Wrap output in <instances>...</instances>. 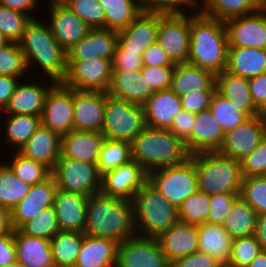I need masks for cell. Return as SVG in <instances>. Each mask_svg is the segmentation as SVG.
Here are the masks:
<instances>
[{
	"mask_svg": "<svg viewBox=\"0 0 266 267\" xmlns=\"http://www.w3.org/2000/svg\"><path fill=\"white\" fill-rule=\"evenodd\" d=\"M193 12L187 63L218 75L227 66L229 46L224 21Z\"/></svg>",
	"mask_w": 266,
	"mask_h": 267,
	"instance_id": "6da1fadb",
	"label": "cell"
},
{
	"mask_svg": "<svg viewBox=\"0 0 266 267\" xmlns=\"http://www.w3.org/2000/svg\"><path fill=\"white\" fill-rule=\"evenodd\" d=\"M83 233L119 243L136 236L132 201L101 193L88 196Z\"/></svg>",
	"mask_w": 266,
	"mask_h": 267,
	"instance_id": "7a4b0ae2",
	"label": "cell"
},
{
	"mask_svg": "<svg viewBox=\"0 0 266 267\" xmlns=\"http://www.w3.org/2000/svg\"><path fill=\"white\" fill-rule=\"evenodd\" d=\"M18 44L24 54L27 68L35 62L50 79L61 82L65 78L67 54L54 39L49 25L37 18L31 19Z\"/></svg>",
	"mask_w": 266,
	"mask_h": 267,
	"instance_id": "3957f363",
	"label": "cell"
},
{
	"mask_svg": "<svg viewBox=\"0 0 266 267\" xmlns=\"http://www.w3.org/2000/svg\"><path fill=\"white\" fill-rule=\"evenodd\" d=\"M189 157L184 142L167 129L145 126L131 142V159L148 172L181 164Z\"/></svg>",
	"mask_w": 266,
	"mask_h": 267,
	"instance_id": "277c9868",
	"label": "cell"
},
{
	"mask_svg": "<svg viewBox=\"0 0 266 267\" xmlns=\"http://www.w3.org/2000/svg\"><path fill=\"white\" fill-rule=\"evenodd\" d=\"M132 206L136 236L156 238L179 221L178 208L149 181L134 195Z\"/></svg>",
	"mask_w": 266,
	"mask_h": 267,
	"instance_id": "5b68a950",
	"label": "cell"
},
{
	"mask_svg": "<svg viewBox=\"0 0 266 267\" xmlns=\"http://www.w3.org/2000/svg\"><path fill=\"white\" fill-rule=\"evenodd\" d=\"M195 166L198 191L207 195L240 193L241 162L219 151L200 152L189 157Z\"/></svg>",
	"mask_w": 266,
	"mask_h": 267,
	"instance_id": "8992f818",
	"label": "cell"
},
{
	"mask_svg": "<svg viewBox=\"0 0 266 267\" xmlns=\"http://www.w3.org/2000/svg\"><path fill=\"white\" fill-rule=\"evenodd\" d=\"M145 126L143 105L105 93V118L101 133L106 139L131 144Z\"/></svg>",
	"mask_w": 266,
	"mask_h": 267,
	"instance_id": "52a82bcc",
	"label": "cell"
},
{
	"mask_svg": "<svg viewBox=\"0 0 266 267\" xmlns=\"http://www.w3.org/2000/svg\"><path fill=\"white\" fill-rule=\"evenodd\" d=\"M148 181L177 208L198 191L196 169L190 158L178 165L150 171Z\"/></svg>",
	"mask_w": 266,
	"mask_h": 267,
	"instance_id": "ba28073f",
	"label": "cell"
},
{
	"mask_svg": "<svg viewBox=\"0 0 266 267\" xmlns=\"http://www.w3.org/2000/svg\"><path fill=\"white\" fill-rule=\"evenodd\" d=\"M58 189L90 196L100 193L101 176L96 164L60 157L51 170Z\"/></svg>",
	"mask_w": 266,
	"mask_h": 267,
	"instance_id": "9c48e42d",
	"label": "cell"
},
{
	"mask_svg": "<svg viewBox=\"0 0 266 267\" xmlns=\"http://www.w3.org/2000/svg\"><path fill=\"white\" fill-rule=\"evenodd\" d=\"M156 40L174 64L187 63L190 46V13L159 14Z\"/></svg>",
	"mask_w": 266,
	"mask_h": 267,
	"instance_id": "30bf717a",
	"label": "cell"
},
{
	"mask_svg": "<svg viewBox=\"0 0 266 267\" xmlns=\"http://www.w3.org/2000/svg\"><path fill=\"white\" fill-rule=\"evenodd\" d=\"M111 76L112 64L109 59L67 61V73L61 82L75 90L107 93Z\"/></svg>",
	"mask_w": 266,
	"mask_h": 267,
	"instance_id": "8fae6325",
	"label": "cell"
},
{
	"mask_svg": "<svg viewBox=\"0 0 266 267\" xmlns=\"http://www.w3.org/2000/svg\"><path fill=\"white\" fill-rule=\"evenodd\" d=\"M73 109L74 89L56 82L46 95L41 125L60 136L65 135L73 130Z\"/></svg>",
	"mask_w": 266,
	"mask_h": 267,
	"instance_id": "7c38bea8",
	"label": "cell"
},
{
	"mask_svg": "<svg viewBox=\"0 0 266 267\" xmlns=\"http://www.w3.org/2000/svg\"><path fill=\"white\" fill-rule=\"evenodd\" d=\"M156 238L134 236L118 244L115 267H171Z\"/></svg>",
	"mask_w": 266,
	"mask_h": 267,
	"instance_id": "4fadbf2b",
	"label": "cell"
},
{
	"mask_svg": "<svg viewBox=\"0 0 266 267\" xmlns=\"http://www.w3.org/2000/svg\"><path fill=\"white\" fill-rule=\"evenodd\" d=\"M229 47L266 49V7L224 21Z\"/></svg>",
	"mask_w": 266,
	"mask_h": 267,
	"instance_id": "5bb4252c",
	"label": "cell"
},
{
	"mask_svg": "<svg viewBox=\"0 0 266 267\" xmlns=\"http://www.w3.org/2000/svg\"><path fill=\"white\" fill-rule=\"evenodd\" d=\"M148 173L137 161L130 160L101 176L100 193L132 201L137 191L148 181Z\"/></svg>",
	"mask_w": 266,
	"mask_h": 267,
	"instance_id": "9a60e30c",
	"label": "cell"
},
{
	"mask_svg": "<svg viewBox=\"0 0 266 267\" xmlns=\"http://www.w3.org/2000/svg\"><path fill=\"white\" fill-rule=\"evenodd\" d=\"M48 25L58 44L67 52L91 29L77 14L60 0L49 1Z\"/></svg>",
	"mask_w": 266,
	"mask_h": 267,
	"instance_id": "2e32d148",
	"label": "cell"
},
{
	"mask_svg": "<svg viewBox=\"0 0 266 267\" xmlns=\"http://www.w3.org/2000/svg\"><path fill=\"white\" fill-rule=\"evenodd\" d=\"M265 131L260 115L249 117L242 124L224 134L221 154L241 161L263 140Z\"/></svg>",
	"mask_w": 266,
	"mask_h": 267,
	"instance_id": "e0dca14e",
	"label": "cell"
},
{
	"mask_svg": "<svg viewBox=\"0 0 266 267\" xmlns=\"http://www.w3.org/2000/svg\"><path fill=\"white\" fill-rule=\"evenodd\" d=\"M57 185L52 175L43 182L31 185L28 194L10 209L13 230H18L42 209L53 206Z\"/></svg>",
	"mask_w": 266,
	"mask_h": 267,
	"instance_id": "ac0fdd59",
	"label": "cell"
},
{
	"mask_svg": "<svg viewBox=\"0 0 266 267\" xmlns=\"http://www.w3.org/2000/svg\"><path fill=\"white\" fill-rule=\"evenodd\" d=\"M105 118V93L74 89L73 130L101 132Z\"/></svg>",
	"mask_w": 266,
	"mask_h": 267,
	"instance_id": "d6986e66",
	"label": "cell"
},
{
	"mask_svg": "<svg viewBox=\"0 0 266 267\" xmlns=\"http://www.w3.org/2000/svg\"><path fill=\"white\" fill-rule=\"evenodd\" d=\"M118 44L116 31L104 28L90 29L87 35L78 41L67 54V61H84L95 58L112 60Z\"/></svg>",
	"mask_w": 266,
	"mask_h": 267,
	"instance_id": "ffe728a7",
	"label": "cell"
},
{
	"mask_svg": "<svg viewBox=\"0 0 266 267\" xmlns=\"http://www.w3.org/2000/svg\"><path fill=\"white\" fill-rule=\"evenodd\" d=\"M159 14L141 12L125 29L117 32L118 45L125 52H143L157 40Z\"/></svg>",
	"mask_w": 266,
	"mask_h": 267,
	"instance_id": "44dd1931",
	"label": "cell"
},
{
	"mask_svg": "<svg viewBox=\"0 0 266 267\" xmlns=\"http://www.w3.org/2000/svg\"><path fill=\"white\" fill-rule=\"evenodd\" d=\"M224 134L211 110L206 109L196 114L195 123L184 144L190 155L218 151L223 143Z\"/></svg>",
	"mask_w": 266,
	"mask_h": 267,
	"instance_id": "7402d4cb",
	"label": "cell"
},
{
	"mask_svg": "<svg viewBox=\"0 0 266 267\" xmlns=\"http://www.w3.org/2000/svg\"><path fill=\"white\" fill-rule=\"evenodd\" d=\"M145 125L151 128L167 129L182 111L180 96L170 88L154 92L143 104Z\"/></svg>",
	"mask_w": 266,
	"mask_h": 267,
	"instance_id": "603a6c76",
	"label": "cell"
},
{
	"mask_svg": "<svg viewBox=\"0 0 266 267\" xmlns=\"http://www.w3.org/2000/svg\"><path fill=\"white\" fill-rule=\"evenodd\" d=\"M162 252L173 263L178 258L198 251V230L196 225L178 221L156 237Z\"/></svg>",
	"mask_w": 266,
	"mask_h": 267,
	"instance_id": "cb8c5ba5",
	"label": "cell"
},
{
	"mask_svg": "<svg viewBox=\"0 0 266 267\" xmlns=\"http://www.w3.org/2000/svg\"><path fill=\"white\" fill-rule=\"evenodd\" d=\"M104 139L98 131L72 130L61 136L60 157L96 164Z\"/></svg>",
	"mask_w": 266,
	"mask_h": 267,
	"instance_id": "d4e9b609",
	"label": "cell"
},
{
	"mask_svg": "<svg viewBox=\"0 0 266 267\" xmlns=\"http://www.w3.org/2000/svg\"><path fill=\"white\" fill-rule=\"evenodd\" d=\"M87 201V196L57 189L53 207L61 231L83 233Z\"/></svg>",
	"mask_w": 266,
	"mask_h": 267,
	"instance_id": "484cf974",
	"label": "cell"
},
{
	"mask_svg": "<svg viewBox=\"0 0 266 267\" xmlns=\"http://www.w3.org/2000/svg\"><path fill=\"white\" fill-rule=\"evenodd\" d=\"M60 146L61 136L40 125L18 152L52 170L60 158Z\"/></svg>",
	"mask_w": 266,
	"mask_h": 267,
	"instance_id": "4316f807",
	"label": "cell"
},
{
	"mask_svg": "<svg viewBox=\"0 0 266 267\" xmlns=\"http://www.w3.org/2000/svg\"><path fill=\"white\" fill-rule=\"evenodd\" d=\"M20 82L21 81L18 82L13 95L2 112H6V115L10 113L13 115L41 116L46 95L56 81L51 79V84H48V87L34 82H27L24 84Z\"/></svg>",
	"mask_w": 266,
	"mask_h": 267,
	"instance_id": "83f0119b",
	"label": "cell"
},
{
	"mask_svg": "<svg viewBox=\"0 0 266 267\" xmlns=\"http://www.w3.org/2000/svg\"><path fill=\"white\" fill-rule=\"evenodd\" d=\"M154 92L138 71H112L107 94L128 102L143 105Z\"/></svg>",
	"mask_w": 266,
	"mask_h": 267,
	"instance_id": "f1b7e54d",
	"label": "cell"
},
{
	"mask_svg": "<svg viewBox=\"0 0 266 267\" xmlns=\"http://www.w3.org/2000/svg\"><path fill=\"white\" fill-rule=\"evenodd\" d=\"M119 242L84 234L75 267H115Z\"/></svg>",
	"mask_w": 266,
	"mask_h": 267,
	"instance_id": "f546056e",
	"label": "cell"
},
{
	"mask_svg": "<svg viewBox=\"0 0 266 267\" xmlns=\"http://www.w3.org/2000/svg\"><path fill=\"white\" fill-rule=\"evenodd\" d=\"M216 91L248 117L260 115L253 104L248 78L224 70L216 75Z\"/></svg>",
	"mask_w": 266,
	"mask_h": 267,
	"instance_id": "4dcf8cb0",
	"label": "cell"
},
{
	"mask_svg": "<svg viewBox=\"0 0 266 267\" xmlns=\"http://www.w3.org/2000/svg\"><path fill=\"white\" fill-rule=\"evenodd\" d=\"M170 89L178 96L192 91H216V75L188 63L176 64Z\"/></svg>",
	"mask_w": 266,
	"mask_h": 267,
	"instance_id": "1f68e13d",
	"label": "cell"
},
{
	"mask_svg": "<svg viewBox=\"0 0 266 267\" xmlns=\"http://www.w3.org/2000/svg\"><path fill=\"white\" fill-rule=\"evenodd\" d=\"M16 261L26 267H54L50 240L32 237L14 230Z\"/></svg>",
	"mask_w": 266,
	"mask_h": 267,
	"instance_id": "d6a6232c",
	"label": "cell"
},
{
	"mask_svg": "<svg viewBox=\"0 0 266 267\" xmlns=\"http://www.w3.org/2000/svg\"><path fill=\"white\" fill-rule=\"evenodd\" d=\"M225 70L248 79L266 73V49L229 47Z\"/></svg>",
	"mask_w": 266,
	"mask_h": 267,
	"instance_id": "836d02e7",
	"label": "cell"
},
{
	"mask_svg": "<svg viewBox=\"0 0 266 267\" xmlns=\"http://www.w3.org/2000/svg\"><path fill=\"white\" fill-rule=\"evenodd\" d=\"M197 230L198 251L212 256L225 267L230 259L233 239L222 225L204 223L197 225Z\"/></svg>",
	"mask_w": 266,
	"mask_h": 267,
	"instance_id": "e575fe53",
	"label": "cell"
},
{
	"mask_svg": "<svg viewBox=\"0 0 266 267\" xmlns=\"http://www.w3.org/2000/svg\"><path fill=\"white\" fill-rule=\"evenodd\" d=\"M261 7L257 0H200L196 2V11L220 21L252 14Z\"/></svg>",
	"mask_w": 266,
	"mask_h": 267,
	"instance_id": "d590c367",
	"label": "cell"
},
{
	"mask_svg": "<svg viewBox=\"0 0 266 267\" xmlns=\"http://www.w3.org/2000/svg\"><path fill=\"white\" fill-rule=\"evenodd\" d=\"M258 213L240 196L233 202L222 226L232 239L254 235Z\"/></svg>",
	"mask_w": 266,
	"mask_h": 267,
	"instance_id": "8d00e7d4",
	"label": "cell"
},
{
	"mask_svg": "<svg viewBox=\"0 0 266 267\" xmlns=\"http://www.w3.org/2000/svg\"><path fill=\"white\" fill-rule=\"evenodd\" d=\"M84 233L59 231L51 239L54 267H75Z\"/></svg>",
	"mask_w": 266,
	"mask_h": 267,
	"instance_id": "74e56055",
	"label": "cell"
},
{
	"mask_svg": "<svg viewBox=\"0 0 266 267\" xmlns=\"http://www.w3.org/2000/svg\"><path fill=\"white\" fill-rule=\"evenodd\" d=\"M104 9L105 29L119 32L142 11L139 0H98Z\"/></svg>",
	"mask_w": 266,
	"mask_h": 267,
	"instance_id": "f35d334b",
	"label": "cell"
},
{
	"mask_svg": "<svg viewBox=\"0 0 266 267\" xmlns=\"http://www.w3.org/2000/svg\"><path fill=\"white\" fill-rule=\"evenodd\" d=\"M131 159V144L104 139L96 163L100 176L128 163Z\"/></svg>",
	"mask_w": 266,
	"mask_h": 267,
	"instance_id": "ab89813d",
	"label": "cell"
},
{
	"mask_svg": "<svg viewBox=\"0 0 266 267\" xmlns=\"http://www.w3.org/2000/svg\"><path fill=\"white\" fill-rule=\"evenodd\" d=\"M9 115L5 127V141H7V144L17 146L18 148L15 151H18L41 125L40 116L23 114Z\"/></svg>",
	"mask_w": 266,
	"mask_h": 267,
	"instance_id": "60d3db41",
	"label": "cell"
},
{
	"mask_svg": "<svg viewBox=\"0 0 266 267\" xmlns=\"http://www.w3.org/2000/svg\"><path fill=\"white\" fill-rule=\"evenodd\" d=\"M30 187L0 163V206L10 210L28 194Z\"/></svg>",
	"mask_w": 266,
	"mask_h": 267,
	"instance_id": "b9f144b4",
	"label": "cell"
},
{
	"mask_svg": "<svg viewBox=\"0 0 266 267\" xmlns=\"http://www.w3.org/2000/svg\"><path fill=\"white\" fill-rule=\"evenodd\" d=\"M209 109L222 127L224 133L236 128L249 118L245 113L237 109V107H234L229 99H226L217 91L212 96Z\"/></svg>",
	"mask_w": 266,
	"mask_h": 267,
	"instance_id": "7bdbcfd3",
	"label": "cell"
},
{
	"mask_svg": "<svg viewBox=\"0 0 266 267\" xmlns=\"http://www.w3.org/2000/svg\"><path fill=\"white\" fill-rule=\"evenodd\" d=\"M13 161L6 166L18 177L29 185L43 182L51 175V170L44 164L24 157L18 151L15 152Z\"/></svg>",
	"mask_w": 266,
	"mask_h": 267,
	"instance_id": "ee69618b",
	"label": "cell"
},
{
	"mask_svg": "<svg viewBox=\"0 0 266 267\" xmlns=\"http://www.w3.org/2000/svg\"><path fill=\"white\" fill-rule=\"evenodd\" d=\"M209 210V195L197 191L178 207V218L183 223L201 225L207 223Z\"/></svg>",
	"mask_w": 266,
	"mask_h": 267,
	"instance_id": "f6af8a7d",
	"label": "cell"
},
{
	"mask_svg": "<svg viewBox=\"0 0 266 267\" xmlns=\"http://www.w3.org/2000/svg\"><path fill=\"white\" fill-rule=\"evenodd\" d=\"M22 234L50 240L60 231L53 206L42 209L32 220L25 222L19 229Z\"/></svg>",
	"mask_w": 266,
	"mask_h": 267,
	"instance_id": "bcb514c9",
	"label": "cell"
},
{
	"mask_svg": "<svg viewBox=\"0 0 266 267\" xmlns=\"http://www.w3.org/2000/svg\"><path fill=\"white\" fill-rule=\"evenodd\" d=\"M28 70L24 54L16 42L0 47V75L19 78Z\"/></svg>",
	"mask_w": 266,
	"mask_h": 267,
	"instance_id": "7dc6e473",
	"label": "cell"
},
{
	"mask_svg": "<svg viewBox=\"0 0 266 267\" xmlns=\"http://www.w3.org/2000/svg\"><path fill=\"white\" fill-rule=\"evenodd\" d=\"M91 29H105L104 9L98 0H60Z\"/></svg>",
	"mask_w": 266,
	"mask_h": 267,
	"instance_id": "c3c4849f",
	"label": "cell"
},
{
	"mask_svg": "<svg viewBox=\"0 0 266 267\" xmlns=\"http://www.w3.org/2000/svg\"><path fill=\"white\" fill-rule=\"evenodd\" d=\"M239 196L245 200L256 213H266V177H244L242 179Z\"/></svg>",
	"mask_w": 266,
	"mask_h": 267,
	"instance_id": "681fc988",
	"label": "cell"
},
{
	"mask_svg": "<svg viewBox=\"0 0 266 267\" xmlns=\"http://www.w3.org/2000/svg\"><path fill=\"white\" fill-rule=\"evenodd\" d=\"M31 19L29 15L0 5V33L9 41L18 43Z\"/></svg>",
	"mask_w": 266,
	"mask_h": 267,
	"instance_id": "f907efd6",
	"label": "cell"
},
{
	"mask_svg": "<svg viewBox=\"0 0 266 267\" xmlns=\"http://www.w3.org/2000/svg\"><path fill=\"white\" fill-rule=\"evenodd\" d=\"M260 251L254 235L233 239L230 259L225 267H247Z\"/></svg>",
	"mask_w": 266,
	"mask_h": 267,
	"instance_id": "816d5d0a",
	"label": "cell"
},
{
	"mask_svg": "<svg viewBox=\"0 0 266 267\" xmlns=\"http://www.w3.org/2000/svg\"><path fill=\"white\" fill-rule=\"evenodd\" d=\"M141 11L144 13L154 14H187L184 11L190 7L196 10V3L193 0H139ZM184 6V7H183Z\"/></svg>",
	"mask_w": 266,
	"mask_h": 267,
	"instance_id": "f5cc1de1",
	"label": "cell"
},
{
	"mask_svg": "<svg viewBox=\"0 0 266 267\" xmlns=\"http://www.w3.org/2000/svg\"><path fill=\"white\" fill-rule=\"evenodd\" d=\"M239 197V193H219L209 195L210 210L207 223L222 225L230 212L233 202Z\"/></svg>",
	"mask_w": 266,
	"mask_h": 267,
	"instance_id": "db71d44e",
	"label": "cell"
},
{
	"mask_svg": "<svg viewBox=\"0 0 266 267\" xmlns=\"http://www.w3.org/2000/svg\"><path fill=\"white\" fill-rule=\"evenodd\" d=\"M242 177L262 176L266 169V136L260 144L241 161Z\"/></svg>",
	"mask_w": 266,
	"mask_h": 267,
	"instance_id": "11a10c76",
	"label": "cell"
},
{
	"mask_svg": "<svg viewBox=\"0 0 266 267\" xmlns=\"http://www.w3.org/2000/svg\"><path fill=\"white\" fill-rule=\"evenodd\" d=\"M174 68L142 66L141 73L151 90L157 92L171 87Z\"/></svg>",
	"mask_w": 266,
	"mask_h": 267,
	"instance_id": "9f6ffc18",
	"label": "cell"
},
{
	"mask_svg": "<svg viewBox=\"0 0 266 267\" xmlns=\"http://www.w3.org/2000/svg\"><path fill=\"white\" fill-rule=\"evenodd\" d=\"M112 71H138L142 68V55L125 52L118 44L111 60Z\"/></svg>",
	"mask_w": 266,
	"mask_h": 267,
	"instance_id": "6f0895ef",
	"label": "cell"
},
{
	"mask_svg": "<svg viewBox=\"0 0 266 267\" xmlns=\"http://www.w3.org/2000/svg\"><path fill=\"white\" fill-rule=\"evenodd\" d=\"M214 92L215 91H192L180 96L182 109L194 114L209 109Z\"/></svg>",
	"mask_w": 266,
	"mask_h": 267,
	"instance_id": "680465c9",
	"label": "cell"
},
{
	"mask_svg": "<svg viewBox=\"0 0 266 267\" xmlns=\"http://www.w3.org/2000/svg\"><path fill=\"white\" fill-rule=\"evenodd\" d=\"M171 267H224L219 261L212 256L195 252L175 260Z\"/></svg>",
	"mask_w": 266,
	"mask_h": 267,
	"instance_id": "91938a15",
	"label": "cell"
},
{
	"mask_svg": "<svg viewBox=\"0 0 266 267\" xmlns=\"http://www.w3.org/2000/svg\"><path fill=\"white\" fill-rule=\"evenodd\" d=\"M142 65L151 67H175L167 53L156 42L150 45L142 54Z\"/></svg>",
	"mask_w": 266,
	"mask_h": 267,
	"instance_id": "94428289",
	"label": "cell"
},
{
	"mask_svg": "<svg viewBox=\"0 0 266 267\" xmlns=\"http://www.w3.org/2000/svg\"><path fill=\"white\" fill-rule=\"evenodd\" d=\"M196 114L182 110L174 118L172 126L169 129L177 138L185 142L191 133L192 127L195 123Z\"/></svg>",
	"mask_w": 266,
	"mask_h": 267,
	"instance_id": "6125c7cd",
	"label": "cell"
},
{
	"mask_svg": "<svg viewBox=\"0 0 266 267\" xmlns=\"http://www.w3.org/2000/svg\"><path fill=\"white\" fill-rule=\"evenodd\" d=\"M253 104L261 113L266 110V73L248 79Z\"/></svg>",
	"mask_w": 266,
	"mask_h": 267,
	"instance_id": "be15d7a7",
	"label": "cell"
},
{
	"mask_svg": "<svg viewBox=\"0 0 266 267\" xmlns=\"http://www.w3.org/2000/svg\"><path fill=\"white\" fill-rule=\"evenodd\" d=\"M16 261L14 230L0 235V267H5Z\"/></svg>",
	"mask_w": 266,
	"mask_h": 267,
	"instance_id": "e7e4bbea",
	"label": "cell"
},
{
	"mask_svg": "<svg viewBox=\"0 0 266 267\" xmlns=\"http://www.w3.org/2000/svg\"><path fill=\"white\" fill-rule=\"evenodd\" d=\"M18 79L19 78L0 75V111L8 104L19 82Z\"/></svg>",
	"mask_w": 266,
	"mask_h": 267,
	"instance_id": "03108f58",
	"label": "cell"
},
{
	"mask_svg": "<svg viewBox=\"0 0 266 267\" xmlns=\"http://www.w3.org/2000/svg\"><path fill=\"white\" fill-rule=\"evenodd\" d=\"M37 2V0H0V5L29 15L32 19H34L35 17L30 15L29 12L33 9L35 11L36 7L39 8Z\"/></svg>",
	"mask_w": 266,
	"mask_h": 267,
	"instance_id": "003e7915",
	"label": "cell"
},
{
	"mask_svg": "<svg viewBox=\"0 0 266 267\" xmlns=\"http://www.w3.org/2000/svg\"><path fill=\"white\" fill-rule=\"evenodd\" d=\"M254 236L259 242L261 250L266 251V213L258 215Z\"/></svg>",
	"mask_w": 266,
	"mask_h": 267,
	"instance_id": "a7ac6f4b",
	"label": "cell"
},
{
	"mask_svg": "<svg viewBox=\"0 0 266 267\" xmlns=\"http://www.w3.org/2000/svg\"><path fill=\"white\" fill-rule=\"evenodd\" d=\"M12 231L13 228L10 221V210L0 206V235Z\"/></svg>",
	"mask_w": 266,
	"mask_h": 267,
	"instance_id": "89a4df30",
	"label": "cell"
},
{
	"mask_svg": "<svg viewBox=\"0 0 266 267\" xmlns=\"http://www.w3.org/2000/svg\"><path fill=\"white\" fill-rule=\"evenodd\" d=\"M247 267H266V251L261 250Z\"/></svg>",
	"mask_w": 266,
	"mask_h": 267,
	"instance_id": "2644e50d",
	"label": "cell"
},
{
	"mask_svg": "<svg viewBox=\"0 0 266 267\" xmlns=\"http://www.w3.org/2000/svg\"><path fill=\"white\" fill-rule=\"evenodd\" d=\"M260 116H261L262 121H263V126H264V131H265V136H266V110L262 111L260 113Z\"/></svg>",
	"mask_w": 266,
	"mask_h": 267,
	"instance_id": "8c879c8a",
	"label": "cell"
},
{
	"mask_svg": "<svg viewBox=\"0 0 266 267\" xmlns=\"http://www.w3.org/2000/svg\"><path fill=\"white\" fill-rule=\"evenodd\" d=\"M8 42L9 40L0 33V47L6 45Z\"/></svg>",
	"mask_w": 266,
	"mask_h": 267,
	"instance_id": "753ad0ef",
	"label": "cell"
},
{
	"mask_svg": "<svg viewBox=\"0 0 266 267\" xmlns=\"http://www.w3.org/2000/svg\"><path fill=\"white\" fill-rule=\"evenodd\" d=\"M5 267H26L24 264H22L21 262L15 261L10 265H7Z\"/></svg>",
	"mask_w": 266,
	"mask_h": 267,
	"instance_id": "34e18365",
	"label": "cell"
},
{
	"mask_svg": "<svg viewBox=\"0 0 266 267\" xmlns=\"http://www.w3.org/2000/svg\"><path fill=\"white\" fill-rule=\"evenodd\" d=\"M262 7H266V0H257Z\"/></svg>",
	"mask_w": 266,
	"mask_h": 267,
	"instance_id": "11e5206c",
	"label": "cell"
}]
</instances>
